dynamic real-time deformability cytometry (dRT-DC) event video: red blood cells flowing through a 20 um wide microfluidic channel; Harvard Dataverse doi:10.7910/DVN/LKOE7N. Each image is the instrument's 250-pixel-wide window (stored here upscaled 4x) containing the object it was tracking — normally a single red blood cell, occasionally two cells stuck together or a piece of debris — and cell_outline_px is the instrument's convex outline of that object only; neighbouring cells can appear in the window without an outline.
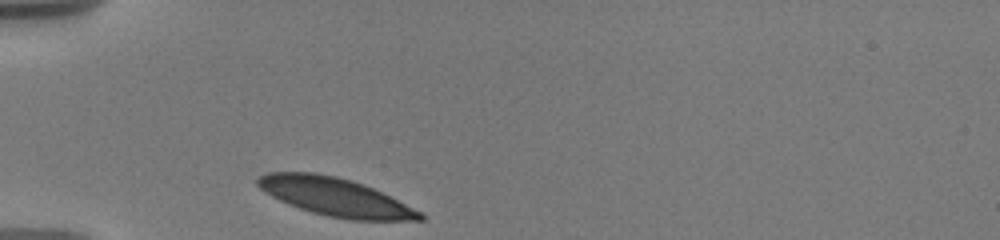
{"species": "human", "species_latin": "Homo sapiens", "temperature_condition": "warm", "stored_images_in_passage": 28, "camera_frame_rate_fps": 3000, "um_per_image_px": 0.085, "donor": {"sex": "male"}, "frame": {"image": 1, "passage_image": 1, "time_ms": 0.0, "image_size_px": [1000, 240], "cell_outline_px": [[424, 220], [352, 220], [328, 216], [312, 212], [288, 204], [264, 192], [256, 184], [256, 176], [268, 172], [316, 172], [336, 176], [352, 180], [364, 184], [420, 212], [424, 216]], "centroid_in_image_um": [28.42, 16.72], "position_along_channel_um": 56.6, "area_um2": 35.72}}
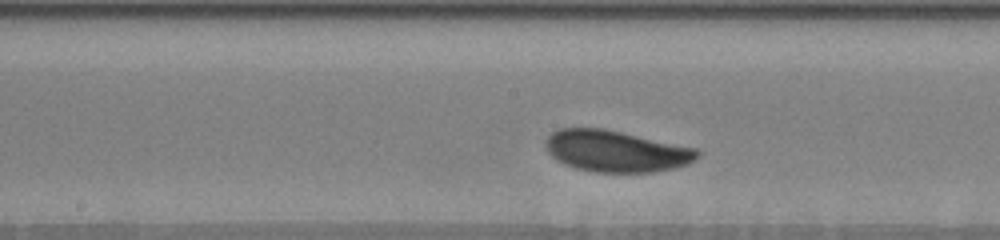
{"frame": {"image": 2, "passage_image": 14, "time_ms": 4.333, "image_size_px": [1000, 240], "cell_outline_px": [[700, 156], [696, 160], [688, 164], [676, 168], [652, 172], [592, 172], [576, 168], [564, 164], [556, 160], [548, 152], [544, 144], [544, 140], [552, 132], [560, 128], [604, 128], [696, 148], [700, 152]], "centroid_in_image_um": [52.36, 12.85], "position_along_channel_um": 195.8, "area_um2": 36.93}}
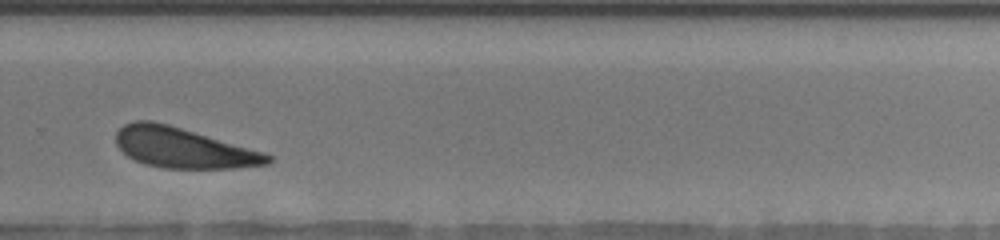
{"frame": {"image": 3, "passage_image": 23, "time_ms": 7.667, "image_size_px": [1000, 240], "cell_outline_px": [[272, 160], [268, 164], [236, 168], [160, 168], [144, 164], [128, 156], [116, 144], [116, 132], [124, 124], [132, 120], [152, 120], [168, 124], [264, 152], [272, 156]], "centroid_in_image_um": [15.56, 12.56], "position_along_channel_um": 314.2, "area_um2": 35.49}, "authors_computed_cell_mechanics": {"area_um2": 36.7319, "velocity_mm_per_s": 3.5608, "shape_relaxation_time_tau1_ms": 1.0957, "shape_relaxation_time_tau2_ms": null, "deformation_change_tau1": 0.0784, "deformation_change_tau2": null}}